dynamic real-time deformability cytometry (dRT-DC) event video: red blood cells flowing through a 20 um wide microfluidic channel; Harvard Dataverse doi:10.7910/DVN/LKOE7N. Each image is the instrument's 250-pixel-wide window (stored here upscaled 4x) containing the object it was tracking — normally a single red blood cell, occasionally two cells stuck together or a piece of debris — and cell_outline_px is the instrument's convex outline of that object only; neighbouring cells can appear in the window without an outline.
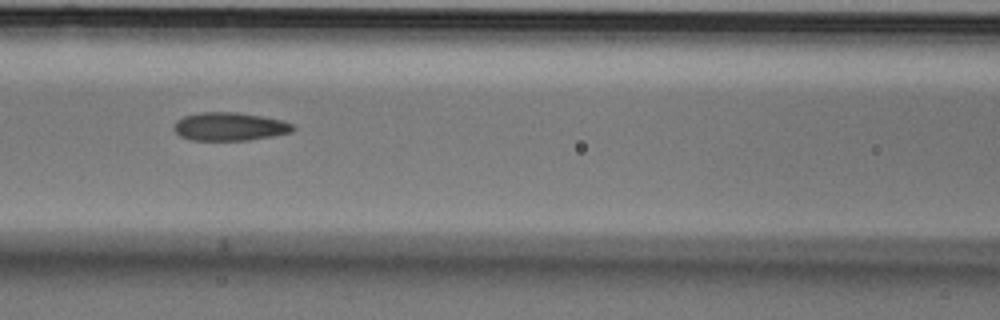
{"species": "Egyptian fruit bat (a non-hibernating species)", "species_latin": "Rousettus aegyptiacus", "temperature_condition": "cold", "stored_images_in_passage": 9, "camera_frame_rate_fps": 3000, "um_per_image_px": 0.085, "animal": {"sex": "male"}, "frame": {"image": 1, "passage_image": 6, "time_ms": 1.667, "image_size_px": [1000, 320], "cell_outline_px": [[296, 128], [292, 132], [272, 136], [248, 140], [192, 140], [180, 136], [172, 128], [172, 124], [176, 120], [184, 116], [200, 112], [236, 112], [260, 116], [280, 120], [292, 124]], "centroid_in_image_um": [19.47, 10.76], "position_along_channel_um": 147.1, "area_um2": 19.59}}
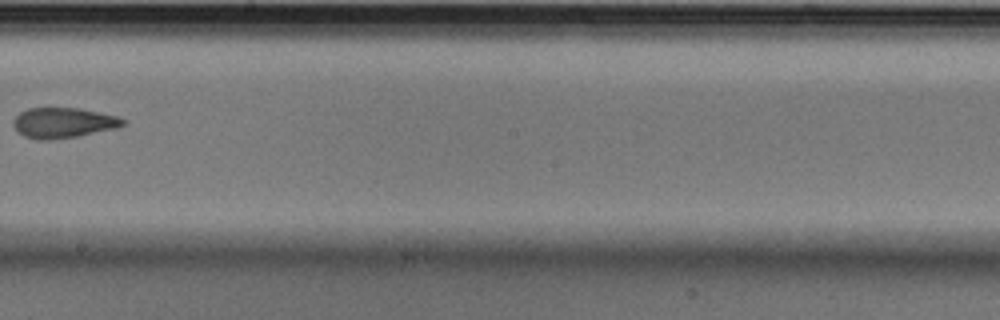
{"frame": {"image": 2, "passage_image": 8, "time_ms": 2.333, "image_size_px": [1000, 320], "cell_outline_px": [[124, 124], [116, 128], [80, 136], [48, 140], [36, 140], [24, 136], [16, 132], [12, 124], [12, 120], [20, 112], [28, 108], [80, 108], [100, 112], [116, 116], [124, 120]], "centroid_in_image_um": [5.32, 10.44], "position_along_channel_um": 242.9, "area_um2": 19.54}}
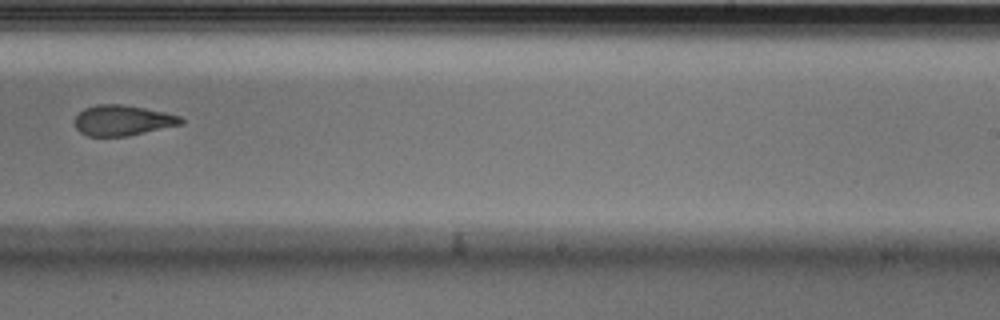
{"frame": {"image": 3, "passage_image": 9, "time_ms": 2.667, "image_size_px": [1000, 320], "cell_outline_px": [[184, 124], [128, 136], [88, 136], [80, 132], [76, 128], [76, 116], [84, 108], [96, 104], [124, 104], [164, 112], [180, 116], [184, 120]], "centroid_in_image_um": [10.44, 10.23], "position_along_channel_um": 278.6, "area_um2": 18.9}}